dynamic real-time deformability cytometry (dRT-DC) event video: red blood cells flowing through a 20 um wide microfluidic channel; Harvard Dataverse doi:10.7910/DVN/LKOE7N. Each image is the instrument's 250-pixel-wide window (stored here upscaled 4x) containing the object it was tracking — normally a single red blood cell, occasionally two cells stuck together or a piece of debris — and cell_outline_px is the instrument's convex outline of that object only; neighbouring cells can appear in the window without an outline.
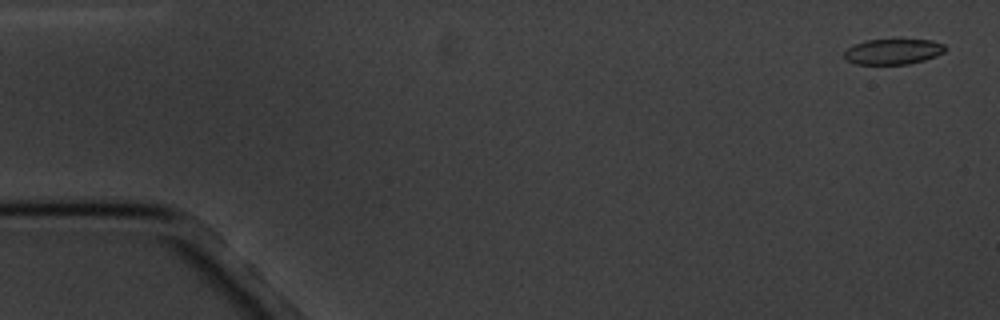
{"species": "common noctule bat (a hibernating species)", "species_latin": "Nyctalus noctula", "temperature_condition": "cold", "stored_images_in_passage": 5, "camera_frame_rate_fps": 3000, "um_per_image_px": 0.085, "animal": {"sex": "male", "body_mass_g": 20.1, "forearm_length_mm": 53.5}, "frame": {"image": 1, "passage_image": 1, "time_ms": 0.0, "image_size_px": [1000, 320], "cell_outline_px": [[948, 48], [944, 52], [936, 56], [924, 60], [908, 64], [856, 64], [848, 60], [844, 56], [844, 52], [848, 48], [864, 40], [932, 40], [944, 44]], "centroid_in_image_um": [75.95, 4.38], "position_along_channel_um": 9.1, "area_um2": 14.91}}
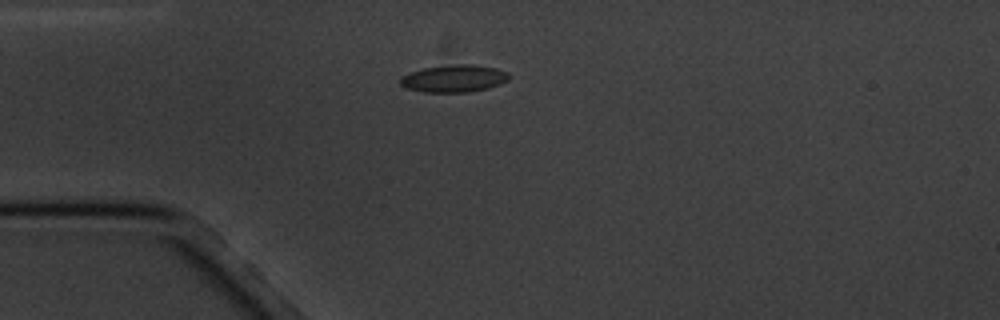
{"frame": {"image": 2, "passage_image": 4, "time_ms": 4.333, "image_size_px": [1000, 320], "cell_outline_px": [[508, 80], [500, 84], [488, 88], [468, 92], [424, 92], [408, 88], [400, 84], [400, 76], [424, 68], [456, 64], [476, 64], [496, 68], [508, 72]], "centroid_in_image_um": [38.61, 6.67], "position_along_channel_um": 46.4, "area_um2": 17.22}}
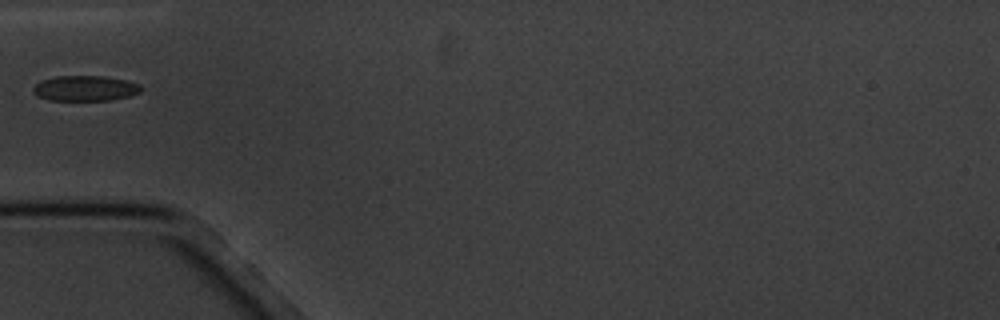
{"frame": {"image": 3, "passage_image": 5, "time_ms": 5.667, "image_size_px": [1000, 320], "cell_outline_px": [[144, 88], [140, 92], [128, 96], [108, 100], [48, 100], [32, 92], [32, 88], [36, 84], [44, 80], [56, 76], [104, 76], [124, 80], [140, 84]], "centroid_in_image_um": [7.25, 7.5], "position_along_channel_um": 77.7, "area_um2": 15.78}}